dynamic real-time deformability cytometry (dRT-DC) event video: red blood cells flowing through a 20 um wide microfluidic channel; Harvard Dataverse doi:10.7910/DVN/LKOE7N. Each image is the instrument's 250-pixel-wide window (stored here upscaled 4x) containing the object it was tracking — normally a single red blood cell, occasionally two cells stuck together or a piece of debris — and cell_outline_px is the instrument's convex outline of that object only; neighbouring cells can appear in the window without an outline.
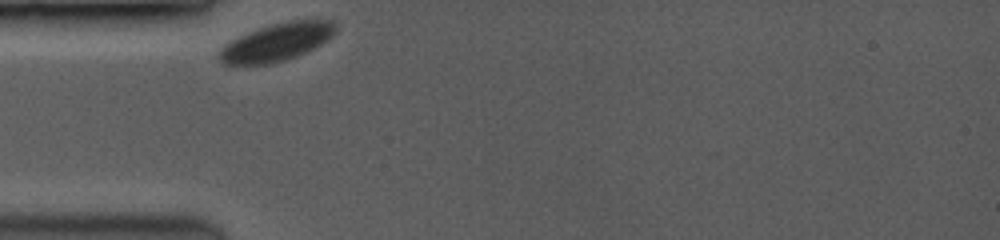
{"species": "common noctule bat (a hibernating species)", "species_latin": "Nyctalus noctula", "temperature_condition": "room temperature", "stored_images_in_passage": 38, "camera_frame_rate_fps": 3500, "um_per_image_px": 0.085, "animal": {"sex": "female", "body_mass_g": 19.0, "forearm_length_mm": 53.3}, "frame": {"image": 1, "passage_image": 1, "time_ms": 0.0, "image_size_px": [1000, 240], "cell_outline_px": [[336, 32], [328, 40], [296, 56], [272, 64], [224, 64], [220, 60], [220, 48], [224, 44], [248, 32], [272, 24], [288, 20], [332, 20], [336, 24]], "centroid_in_image_um": [23.55, 3.57], "position_along_channel_um": 61.5, "area_um2": 25.26}}
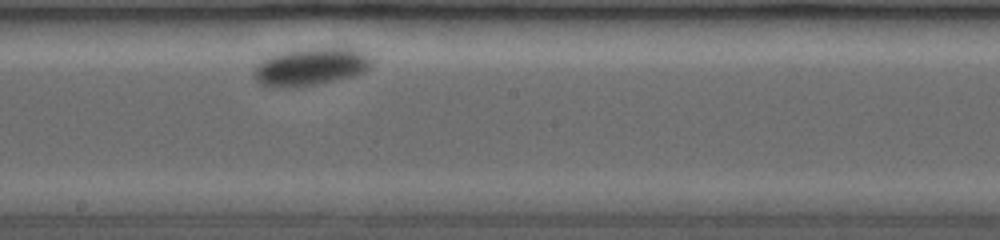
{"frame": {"image": 2, "passage_image": 20, "time_ms": 4.857, "image_size_px": [1000, 240], "cell_outline_px": [[372, 64], [364, 72], [352, 76], [316, 84], [260, 84], [252, 76], [252, 72], [264, 56], [272, 52], [292, 48], [328, 44], [364, 48], [372, 56]], "centroid_in_image_um": [26.51, 5.5], "position_along_channel_um": 221.7, "area_um2": 26.93}}
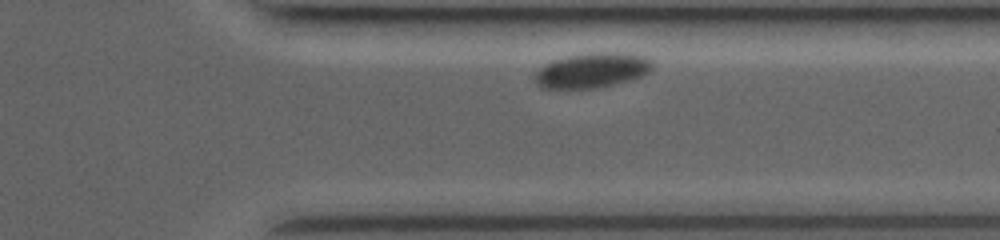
{"frame": {"image": 3, "passage_image": 36, "time_ms": 8.857, "image_size_px": [1000, 240], "cell_outline_px": [[652, 64], [648, 72], [640, 76], [592, 88], [544, 88], [536, 80], [536, 76], [548, 64], [556, 60], [568, 56], [588, 52], [628, 52], [644, 56]], "centroid_in_image_um": [50.38, 5.94], "position_along_channel_um": 361.0, "area_um2": 22.83}}